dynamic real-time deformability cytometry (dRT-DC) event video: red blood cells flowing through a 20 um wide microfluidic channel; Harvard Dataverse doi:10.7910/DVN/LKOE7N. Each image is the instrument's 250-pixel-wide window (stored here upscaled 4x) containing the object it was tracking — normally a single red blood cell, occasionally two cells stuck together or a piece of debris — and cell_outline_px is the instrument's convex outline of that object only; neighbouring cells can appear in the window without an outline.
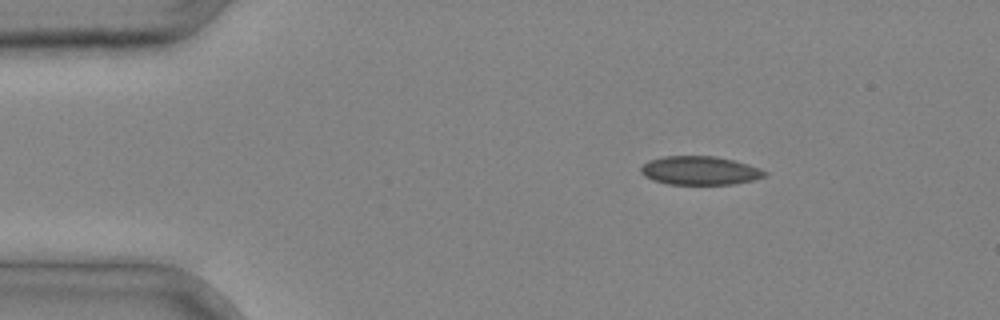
{"species": "common noctule bat (a hibernating species)", "species_latin": "Nyctalus noctula", "temperature_condition": "cold", "stored_images_in_passage": 2, "camera_frame_rate_fps": 3000, "um_per_image_px": 0.085, "animal": {"sex": "male", "body_mass_g": 20.4}, "frame": {"image": 1, "passage_image": 1, "time_ms": 0.0, "image_size_px": [1000, 320], "cell_outline_px": [[768, 176], [752, 180], [732, 184], [668, 184], [652, 180], [644, 176], [640, 172], [640, 168], [648, 160], [664, 156], [716, 156], [748, 164], [760, 168], [768, 172]], "centroid_in_image_um": [59.49, 14.49], "position_along_channel_um": 25.5, "area_um2": 20.75}}